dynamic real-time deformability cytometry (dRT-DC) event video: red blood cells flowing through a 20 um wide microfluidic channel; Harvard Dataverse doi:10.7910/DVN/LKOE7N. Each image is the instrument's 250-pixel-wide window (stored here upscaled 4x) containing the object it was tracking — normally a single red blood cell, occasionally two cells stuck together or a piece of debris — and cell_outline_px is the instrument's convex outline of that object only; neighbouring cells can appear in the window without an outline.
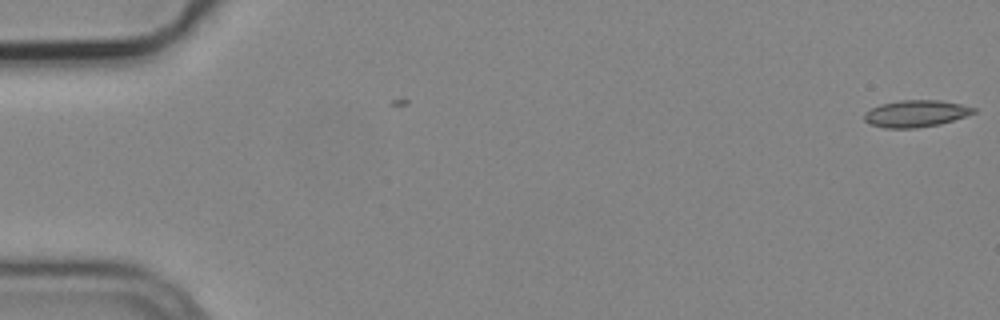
{"species": "common noctule bat (a hibernating species)", "species_latin": "Nyctalus noctula", "temperature_condition": "cold", "stored_images_in_passage": 2, "camera_frame_rate_fps": 3000, "um_per_image_px": 0.085, "animal": {"sex": "male", "body_mass_g": 19.2, "forearm_length_mm": 51.8}, "frame": {"image": 1, "passage_image": 2, "time_ms": 0.333, "image_size_px": [1000, 320], "cell_outline_px": [[976, 112], [940, 124], [916, 128], [884, 128], [872, 124], [864, 120], [864, 112], [880, 104], [900, 100], [940, 100], [960, 104], [976, 108]], "centroid_in_image_um": [77.83, 9.65], "position_along_channel_um": 7.2, "area_um2": 16.99}}